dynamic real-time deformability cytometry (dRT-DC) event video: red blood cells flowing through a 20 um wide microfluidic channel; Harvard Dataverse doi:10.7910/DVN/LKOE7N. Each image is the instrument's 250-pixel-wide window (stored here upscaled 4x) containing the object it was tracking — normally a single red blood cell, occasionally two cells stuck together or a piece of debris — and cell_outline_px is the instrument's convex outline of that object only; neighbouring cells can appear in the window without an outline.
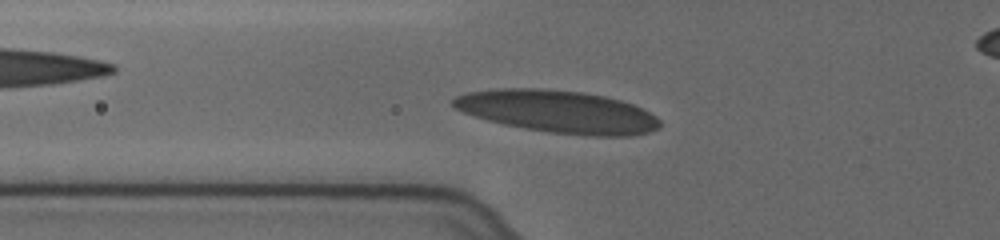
{"species": "human", "species_latin": "Homo sapiens", "temperature_condition": "cold", "stored_images_in_passage": 35, "segment_of_instrument_passage": [1, 2], "camera_frame_rate_fps": 3000, "um_per_image_px": 0.085, "donor": {"sex": "female"}, "frame": {"image": 1, "passage_image": 7, "time_ms": 2.0, "image_size_px": [1000, 240], "cell_outline_px": [[660, 128], [648, 132], [632, 136], [584, 136], [548, 132], [524, 128], [504, 124], [488, 120], [464, 112], [456, 108], [452, 104], [452, 100], [456, 96], [468, 92], [500, 88], [540, 88], [584, 92], [604, 96], [620, 100], [632, 104], [656, 116], [660, 120]], "centroid_in_image_um": [47.45, 9.49], "position_along_channel_um": 78.3, "area_um2": 51.1}}
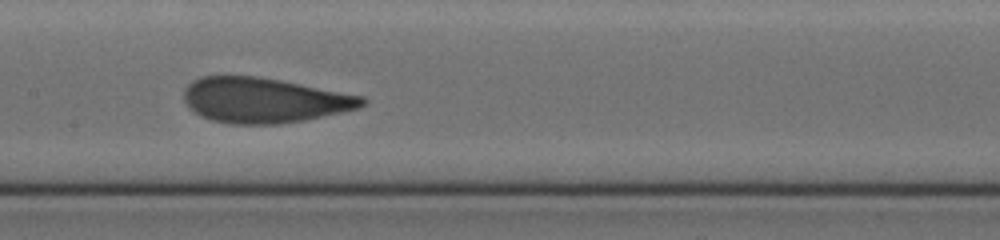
{"frame": {"image": 2, "passage_image": 16, "time_ms": 5.0, "image_size_px": [1000, 240], "cell_outline_px": [[368, 100], [360, 108], [304, 120], [280, 124], [232, 124], [212, 120], [200, 116], [188, 108], [184, 100], [184, 88], [192, 80], [200, 76], [256, 76], [280, 80], [364, 96]], "centroid_in_image_um": [22.42, 8.52], "position_along_channel_um": 185.0, "area_um2": 46.99}}
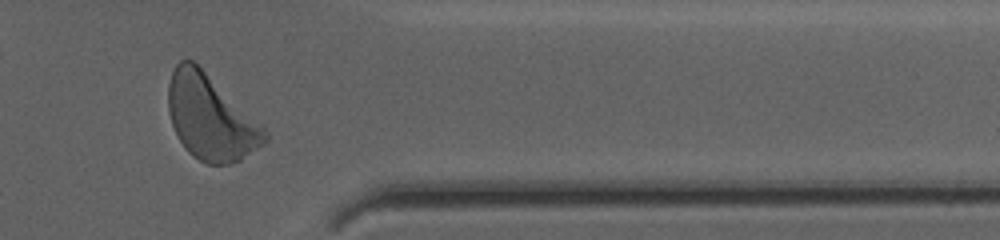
{"frame": {"image": 3, "passage_image": 26, "time_ms": 8.333, "image_size_px": [1000, 240], "cell_outline_px": [[268, 140], [264, 144], [240, 160], [228, 164], [208, 164], [192, 156], [188, 152], [180, 140], [172, 124], [168, 108], [168, 84], [172, 72], [176, 64], [180, 60], [192, 60], [260, 124], [268, 132]], "centroid_in_image_um": [17.88, 10.02], "position_along_channel_um": 393.5, "area_um2": 46.76}}